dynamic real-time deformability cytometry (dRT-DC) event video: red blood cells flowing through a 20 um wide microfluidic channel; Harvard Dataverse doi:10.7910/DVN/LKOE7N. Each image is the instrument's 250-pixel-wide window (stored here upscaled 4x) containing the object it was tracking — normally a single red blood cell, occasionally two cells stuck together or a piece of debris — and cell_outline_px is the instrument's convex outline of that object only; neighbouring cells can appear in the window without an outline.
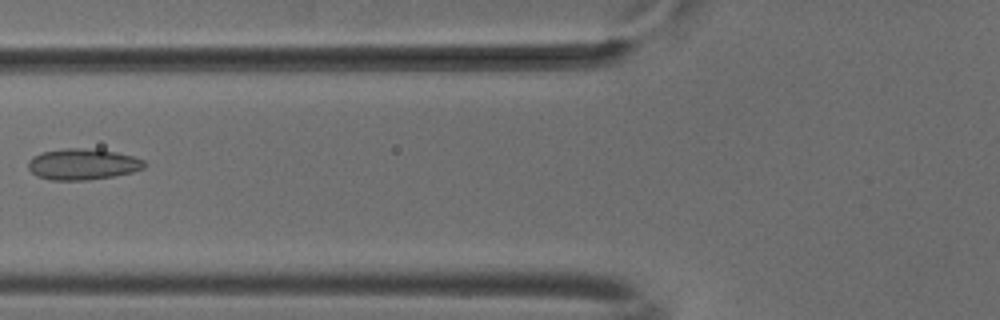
{"species": "common noctule bat (a hibernating species)", "species_latin": "Nyctalus noctula", "temperature_condition": "cold", "stored_images_in_passage": 6, "camera_frame_rate_fps": 3000, "um_per_image_px": 0.085, "animal": {"sex": "male", "body_mass_g": 18.8}, "frame": {"image": 1, "passage_image": 6, "time_ms": 1.667, "image_size_px": [1000, 320], "cell_outline_px": [[148, 164], [144, 168], [132, 172], [112, 176], [88, 180], [52, 180], [36, 176], [28, 168], [28, 160], [32, 156], [40, 152], [64, 148], [84, 148], [116, 152], [132, 156], [144, 160]], "centroid_in_image_um": [7.01, 13.95], "position_along_channel_um": 118.8, "area_um2": 21.15}}